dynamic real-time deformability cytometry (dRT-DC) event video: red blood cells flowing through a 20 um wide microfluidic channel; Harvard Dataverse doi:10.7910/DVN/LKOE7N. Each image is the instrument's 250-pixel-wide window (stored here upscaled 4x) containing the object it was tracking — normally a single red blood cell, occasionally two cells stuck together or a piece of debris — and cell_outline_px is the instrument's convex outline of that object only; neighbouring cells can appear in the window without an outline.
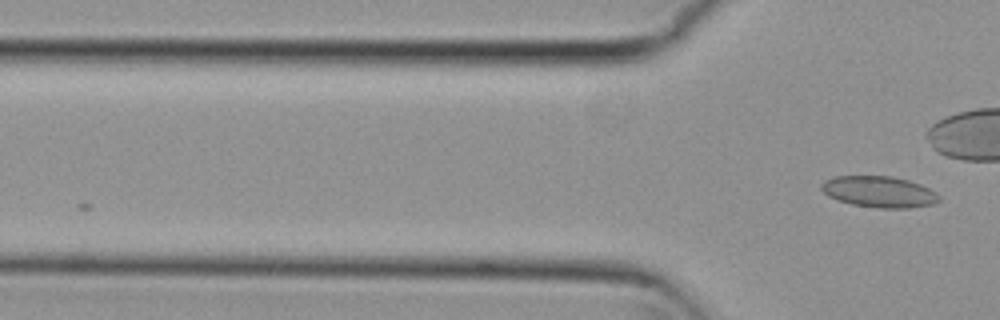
{"species": "common noctule bat (a hibernating species)", "species_latin": "Nyctalus noctula", "temperature_condition": "cold", "stored_images_in_passage": 4, "camera_frame_rate_fps": 3000, "um_per_image_px": 0.085, "animal": {"sex": "female", "body_mass_g": 29.2, "forearm_length_mm": 56.3}, "frame": {"image": 1, "passage_image": 4, "time_ms": 1.0, "image_size_px": [1000, 320], "cell_outline_px": [[940, 200], [932, 204], [908, 208], [876, 208], [852, 204], [836, 200], [828, 196], [820, 188], [820, 184], [824, 180], [836, 176], [892, 176], [908, 180], [920, 184], [936, 192], [940, 196]], "centroid_in_image_um": [74.7, 16.3], "position_along_channel_um": 51.1, "area_um2": 21.5}}